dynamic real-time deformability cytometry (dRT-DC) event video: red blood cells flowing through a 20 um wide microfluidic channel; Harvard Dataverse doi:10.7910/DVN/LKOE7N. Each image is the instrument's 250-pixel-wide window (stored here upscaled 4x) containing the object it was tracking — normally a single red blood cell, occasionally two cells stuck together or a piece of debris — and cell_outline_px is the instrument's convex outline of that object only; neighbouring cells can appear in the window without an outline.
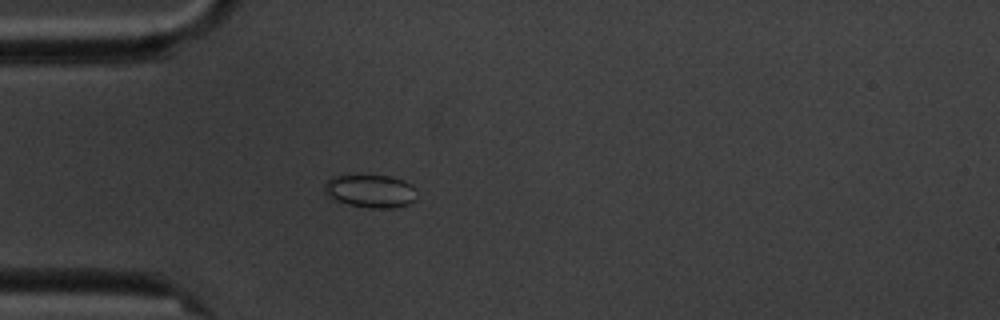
{"species": "common noctule bat (a hibernating species)", "species_latin": "Nyctalus noctula", "temperature_condition": "cold", "stored_images_in_passage": 4, "camera_frame_rate_fps": 3000, "um_per_image_px": 0.085, "animal": {"sex": "male", "body_mass_g": 20.1, "forearm_length_mm": 53.5}, "frame": {"image": 1, "passage_image": 3, "time_ms": 2.667, "image_size_px": [1000, 320], "cell_outline_px": [[416, 200], [408, 204], [392, 208], [368, 208], [348, 204], [336, 200], [324, 192], [324, 184], [332, 176], [388, 176], [404, 180], [412, 188]], "centroid_in_image_um": [31.46, 16.25], "position_along_channel_um": 53.5, "area_um2": 17.4}}